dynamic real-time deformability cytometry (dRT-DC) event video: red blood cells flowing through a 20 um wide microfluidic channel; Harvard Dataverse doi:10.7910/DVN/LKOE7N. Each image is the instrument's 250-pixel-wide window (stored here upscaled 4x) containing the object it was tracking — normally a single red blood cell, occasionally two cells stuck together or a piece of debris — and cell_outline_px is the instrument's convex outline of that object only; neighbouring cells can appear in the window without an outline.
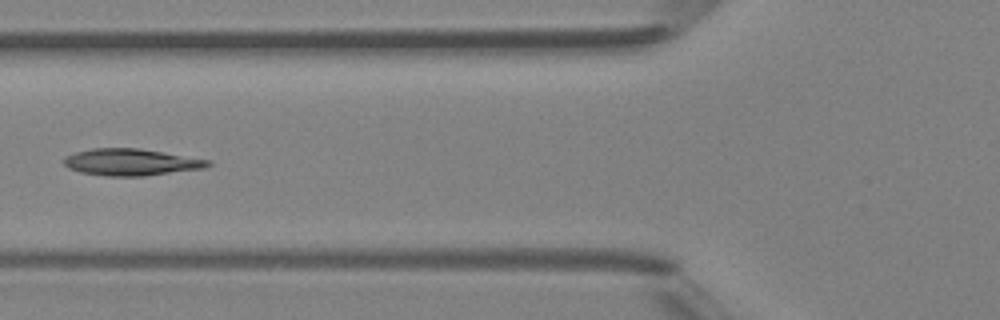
{"species": "Egyptian fruit bat (a non-hibernating species)", "species_latin": "Rousettus aegyptiacus", "temperature_condition": "room temperature", "stored_images_in_passage": 3, "camera_frame_rate_fps": 3000, "um_per_image_px": 0.085, "animal": {"sex": "female"}, "frame": {"image": 1, "passage_image": 2, "time_ms": 1.333, "image_size_px": [1000, 320], "cell_outline_px": [[212, 164], [204, 168], [144, 176], [108, 176], [80, 172], [68, 168], [64, 164], [64, 156], [76, 152], [92, 148], [140, 148], [212, 160]], "centroid_in_image_um": [11.15, 13.78], "position_along_channel_um": 114.6, "area_um2": 22.54}}
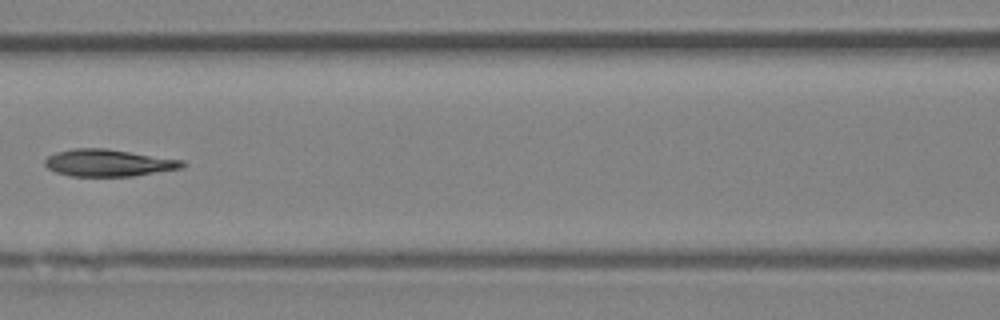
{"frame": {"image": 2, "passage_image": 3, "time_ms": 2.333, "image_size_px": [1000, 320], "cell_outline_px": [[188, 164], [184, 168], [132, 176], [72, 176], [56, 172], [48, 168], [44, 164], [44, 160], [48, 156], [56, 152], [72, 148], [104, 148], [184, 160]], "centroid_in_image_um": [9.24, 13.84], "position_along_channel_um": 157.4, "area_um2": 21.73}}